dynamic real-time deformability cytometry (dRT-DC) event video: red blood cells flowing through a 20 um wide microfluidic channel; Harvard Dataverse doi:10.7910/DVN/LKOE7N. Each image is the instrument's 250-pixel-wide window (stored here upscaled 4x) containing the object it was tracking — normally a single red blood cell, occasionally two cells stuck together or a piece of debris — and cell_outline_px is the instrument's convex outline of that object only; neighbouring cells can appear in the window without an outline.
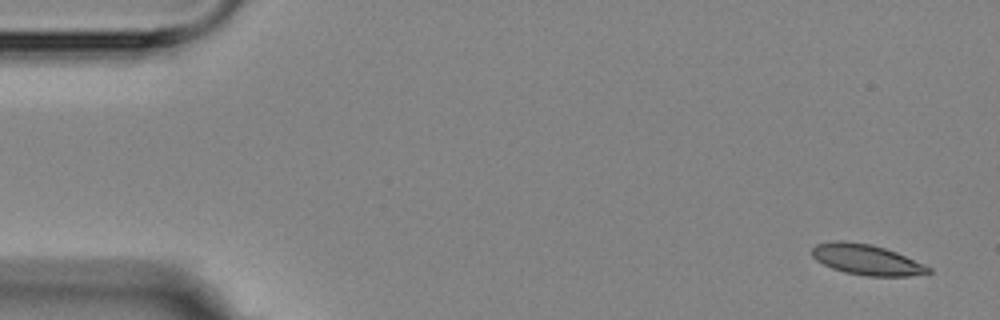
{"species": "Egyptian fruit bat (a non-hibernating species)", "species_latin": "Rousettus aegyptiacus", "temperature_condition": "room temperature", "stored_images_in_passage": 6, "camera_frame_rate_fps": 3000, "um_per_image_px": 0.085, "animal": {"sex": "female"}, "frame": {"image": 1, "passage_image": 1, "time_ms": 0.0, "image_size_px": [1000, 320], "cell_outline_px": [[932, 272], [908, 276], [864, 276], [844, 272], [832, 268], [816, 260], [812, 256], [812, 248], [816, 244], [836, 240], [844, 240], [872, 244], [896, 252], [924, 264], [932, 268]], "centroid_in_image_um": [73.65, 22.06], "position_along_channel_um": 11.4, "area_um2": 20.75}}
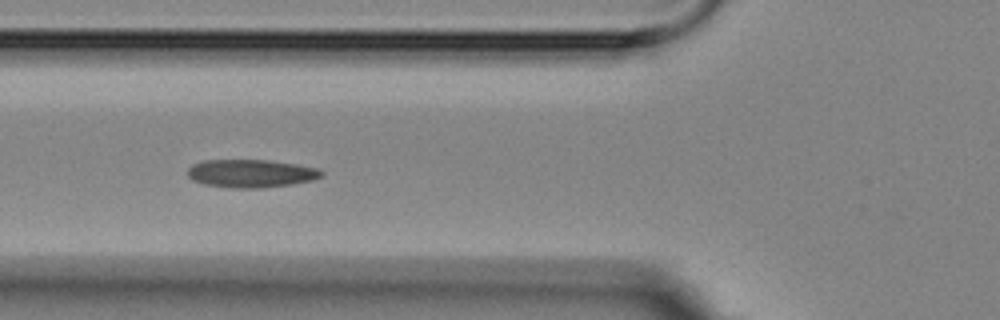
{"frame": {"image": 2, "passage_image": 5, "time_ms": 6.0, "image_size_px": [1000, 320], "cell_outline_px": [[324, 176], [312, 180], [292, 184], [264, 188], [232, 188], [204, 184], [192, 180], [188, 176], [188, 168], [192, 164], [204, 160], [268, 160], [296, 164], [320, 168], [324, 172]], "centroid_in_image_um": [21.36, 14.74], "position_along_channel_um": 104.4, "area_um2": 22.08}}
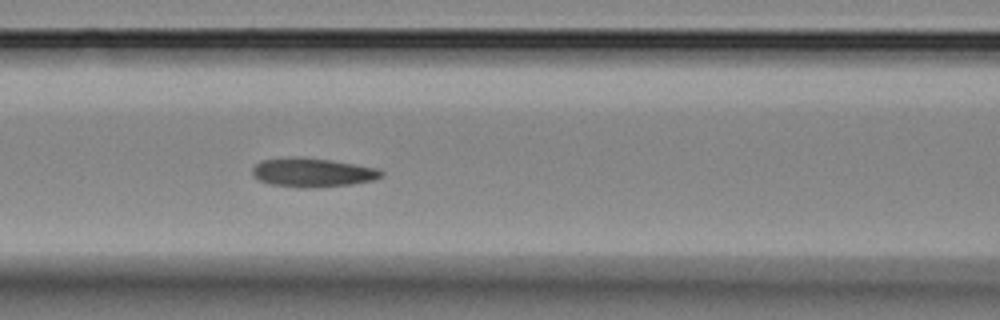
{"frame": {"image": 3, "passage_image": 6, "time_ms": 7.0, "image_size_px": [1000, 320], "cell_outline_px": [[384, 176], [372, 180], [352, 184], [308, 188], [300, 188], [268, 184], [252, 176], [252, 168], [260, 160], [300, 156], [332, 160], [380, 168], [384, 172]], "centroid_in_image_um": [26.57, 14.66], "position_along_channel_um": 140.0, "area_um2": 22.08}}